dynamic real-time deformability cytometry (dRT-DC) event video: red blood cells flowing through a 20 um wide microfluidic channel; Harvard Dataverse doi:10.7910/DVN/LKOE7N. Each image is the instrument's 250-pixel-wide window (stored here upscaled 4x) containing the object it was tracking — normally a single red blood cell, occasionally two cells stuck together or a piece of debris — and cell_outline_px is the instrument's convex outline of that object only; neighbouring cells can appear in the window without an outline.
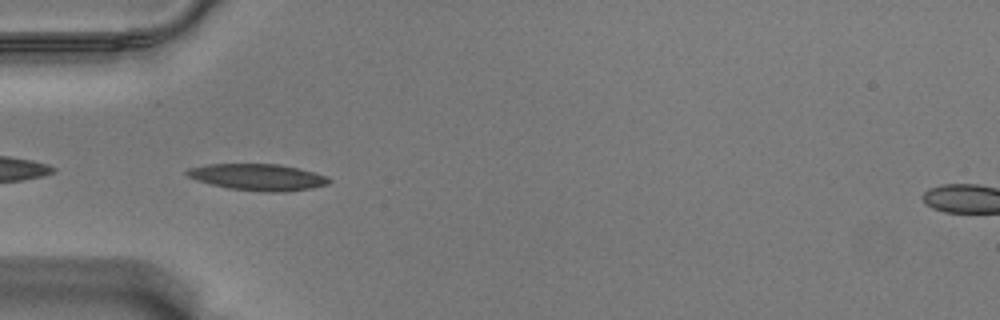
{"species": "Egyptian fruit bat (a non-hibernating species)", "species_latin": "Rousettus aegyptiacus", "temperature_condition": "warm", "stored_images_in_passage": 41, "camera_frame_rate_fps": 3000, "um_per_image_px": 0.085, "animal": {"sex": "male"}, "frame": {"image": 1, "passage_image": 2, "time_ms": 0.333, "image_size_px": [1000, 320], "cell_outline_px": [[332, 180], [328, 184], [312, 188], [284, 192], [260, 192], [228, 188], [196, 180], [188, 176], [184, 172], [188, 168], [208, 164], [280, 164], [328, 176]], "centroid_in_image_um": [21.92, 15.06], "position_along_channel_um": 63.1, "area_um2": 21.96}}
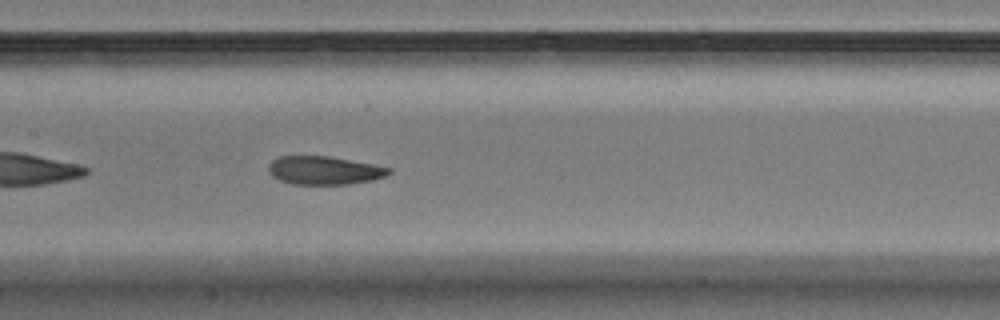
{"frame": {"image": 2, "passage_image": 12, "time_ms": 3.667, "image_size_px": [1000, 320], "cell_outline_px": [[392, 172], [384, 176], [372, 180], [348, 184], [292, 184], [280, 180], [272, 176], [268, 172], [268, 164], [272, 160], [280, 156], [328, 156], [372, 164], [392, 168]], "centroid_in_image_um": [27.53, 14.48], "position_along_channel_um": 179.9, "area_um2": 19.83}}
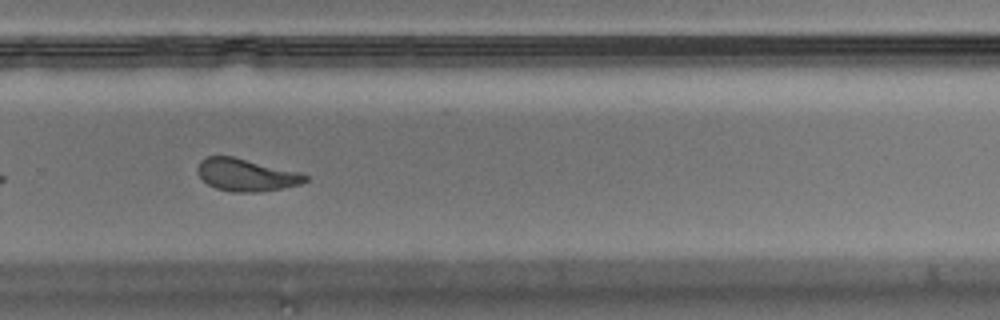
{"frame": {"image": 3, "passage_image": 23, "time_ms": 7.333, "image_size_px": [1000, 320], "cell_outline_px": [[308, 180], [300, 184], [260, 192], [232, 192], [216, 188], [208, 184], [196, 172], [196, 168], [200, 160], [204, 156], [232, 156], [300, 172], [308, 176]], "centroid_in_image_um": [20.89, 14.86], "position_along_channel_um": 308.9, "area_um2": 20.35}, "authors_computed_cell_mechanics": {"area_um2": 21.2126, "velocity_mm_per_s": 3.5302, "shape_relaxation_time_tau1_ms": 8.8249, "shape_relaxation_time_tau2_ms": 2.4319, "deformation_change_tau1": 0.1995, "deformation_change_tau2": 0.0991}}